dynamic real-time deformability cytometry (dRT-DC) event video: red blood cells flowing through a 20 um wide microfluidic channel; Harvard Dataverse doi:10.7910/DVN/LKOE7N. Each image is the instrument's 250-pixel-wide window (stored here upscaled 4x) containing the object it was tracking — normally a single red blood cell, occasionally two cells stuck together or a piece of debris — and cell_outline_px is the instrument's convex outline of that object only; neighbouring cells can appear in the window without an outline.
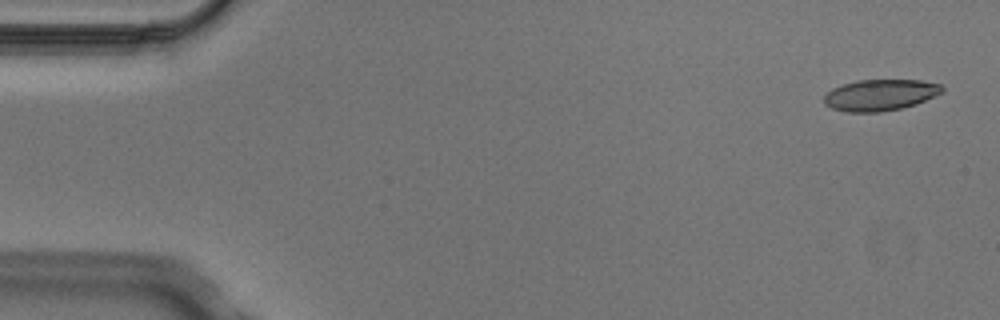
{"species": "Egyptian fruit bat (a non-hibernating species)", "species_latin": "Rousettus aegyptiacus", "temperature_condition": "cold", "stored_images_in_passage": 6, "camera_frame_rate_fps": 3000, "um_per_image_px": 0.085, "animal": {"sex": "male"}, "frame": {"image": 1, "passage_image": 1, "time_ms": 0.0, "image_size_px": [1000, 320], "cell_outline_px": [[944, 92], [916, 104], [900, 108], [880, 112], [844, 112], [832, 108], [824, 104], [824, 96], [832, 88], [856, 80], [920, 80], [940, 84], [944, 88]], "centroid_in_image_um": [74.81, 8.07], "position_along_channel_um": 10.2, "area_um2": 21.56}}
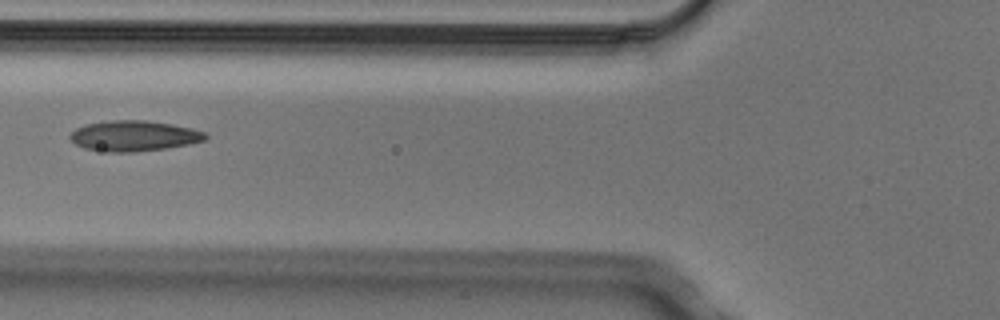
{"frame": {"image": 2, "passage_image": 6, "time_ms": 1.667, "image_size_px": [1000, 320], "cell_outline_px": [[208, 136], [204, 140], [188, 144], [168, 148], [136, 152], [108, 152], [84, 148], [76, 144], [68, 136], [76, 128], [84, 124], [108, 120], [144, 120], [172, 124], [192, 128], [204, 132]], "centroid_in_image_um": [11.36, 11.55], "position_along_channel_um": 114.4, "area_um2": 24.16}}